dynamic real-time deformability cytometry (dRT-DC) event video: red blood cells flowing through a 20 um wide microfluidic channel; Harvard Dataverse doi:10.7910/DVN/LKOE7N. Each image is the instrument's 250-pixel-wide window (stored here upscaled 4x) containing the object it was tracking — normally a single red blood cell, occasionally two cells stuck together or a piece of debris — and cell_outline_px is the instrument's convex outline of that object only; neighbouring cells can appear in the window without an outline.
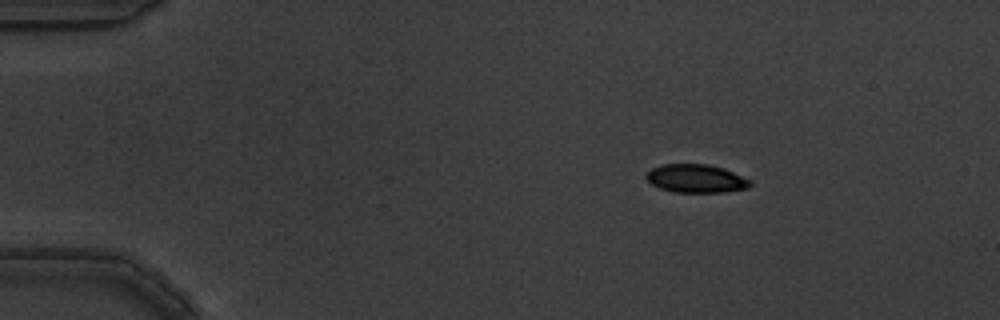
{"species": "common noctule bat (a hibernating species)", "species_latin": "Nyctalus noctula", "temperature_condition": "warm", "stored_images_in_passage": 7, "camera_frame_rate_fps": 3000, "um_per_image_px": 0.085, "animal": {"sex": "male", "body_mass_g": 19.5, "forearm_length_mm": 54.6}, "frame": {"image": 1, "passage_image": 3, "time_ms": 0.667, "image_size_px": [1000, 320], "cell_outline_px": [[752, 184], [748, 188], [724, 192], [672, 192], [660, 188], [652, 184], [644, 176], [652, 168], [660, 164], [708, 164], [724, 168], [752, 180]], "centroid_in_image_um": [59.18, 15.17], "position_along_channel_um": 25.8, "area_um2": 17.28}}
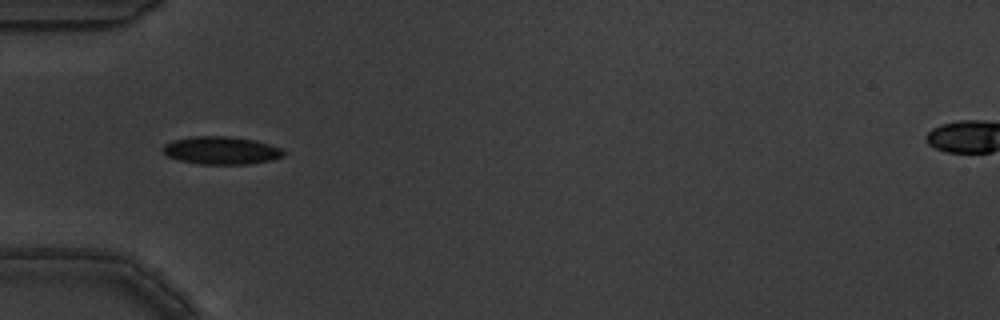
{"frame": {"image": 2, "passage_image": 6, "time_ms": 1.667, "image_size_px": [1000, 320], "cell_outline_px": [[284, 156], [272, 160], [248, 164], [200, 164], [180, 160], [168, 156], [160, 148], [164, 144], [176, 140], [192, 136], [228, 136], [252, 140], [268, 144], [280, 148], [284, 152]], "centroid_in_image_um": [18.79, 12.79], "position_along_channel_um": 66.2, "area_um2": 19.36}}
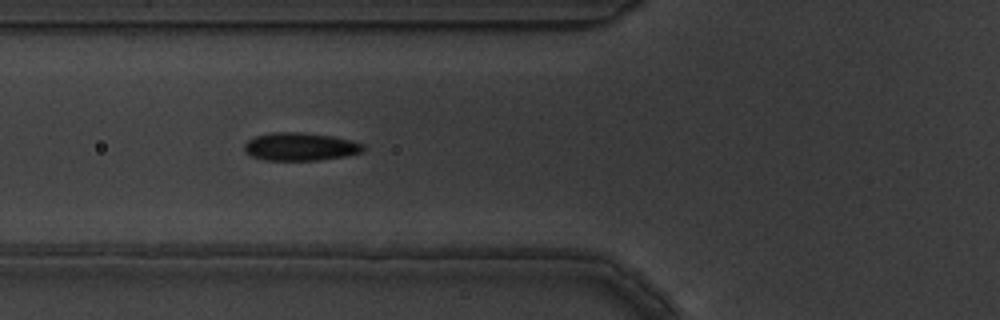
{"frame": {"image": 3, "passage_image": 7, "time_ms": 2.0, "image_size_px": [1000, 320], "cell_outline_px": [[364, 152], [348, 156], [316, 160], [268, 160], [252, 156], [244, 152], [244, 144], [248, 140], [256, 136], [272, 132], [300, 132], [332, 136], [364, 144]], "centroid_in_image_um": [25.53, 12.47], "position_along_channel_um": 100.3, "area_um2": 19.36}}